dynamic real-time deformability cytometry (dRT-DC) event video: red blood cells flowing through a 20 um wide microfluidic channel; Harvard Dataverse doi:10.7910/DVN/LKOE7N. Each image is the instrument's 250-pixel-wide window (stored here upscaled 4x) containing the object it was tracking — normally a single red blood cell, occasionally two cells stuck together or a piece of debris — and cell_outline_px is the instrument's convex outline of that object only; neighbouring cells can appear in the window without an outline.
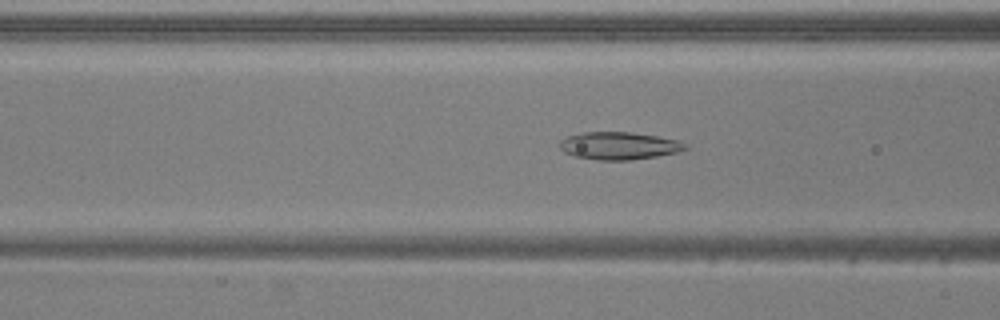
{"species": "common noctule bat (a hibernating species)", "species_latin": "Nyctalus noctula", "temperature_condition": "warm", "stored_images_in_passage": 51, "camera_frame_rate_fps": 3000, "um_per_image_px": 0.085, "animal": {"sex": "male", "body_mass_g": 20.5, "forearm_length_mm": 52.5}, "frame": {"image": 1, "passage_image": 19, "time_ms": 6.0, "image_size_px": [1000, 320], "cell_outline_px": [[688, 148], [676, 152], [656, 156], [628, 160], [600, 160], [576, 156], [564, 152], [560, 148], [560, 140], [568, 136], [584, 132], [628, 132], [656, 136], [680, 140], [688, 144]], "centroid_in_image_um": [52.63, 12.38], "position_along_channel_um": 114.0, "area_um2": 20.0}}
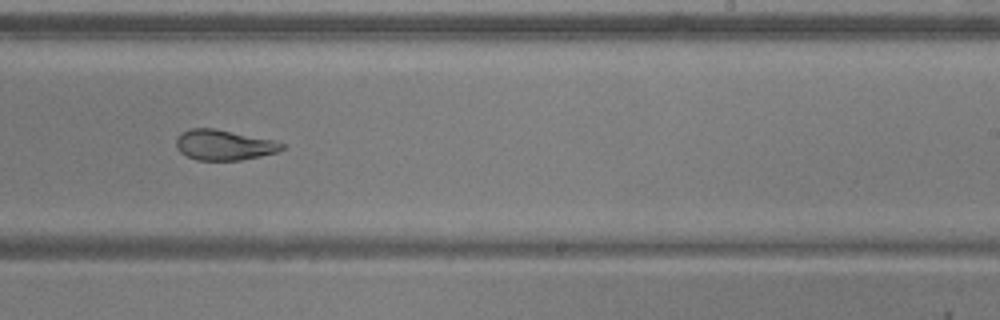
{"frame": {"image": 2, "passage_image": 31, "time_ms": 10.0, "image_size_px": [1000, 320], "cell_outline_px": [[284, 148], [276, 152], [260, 156], [240, 160], [196, 160], [180, 152], [176, 148], [176, 136], [180, 132], [188, 128], [216, 128], [276, 140], [284, 144]], "centroid_in_image_um": [19.01, 12.3], "position_along_channel_um": 270.0, "area_um2": 18.96}}
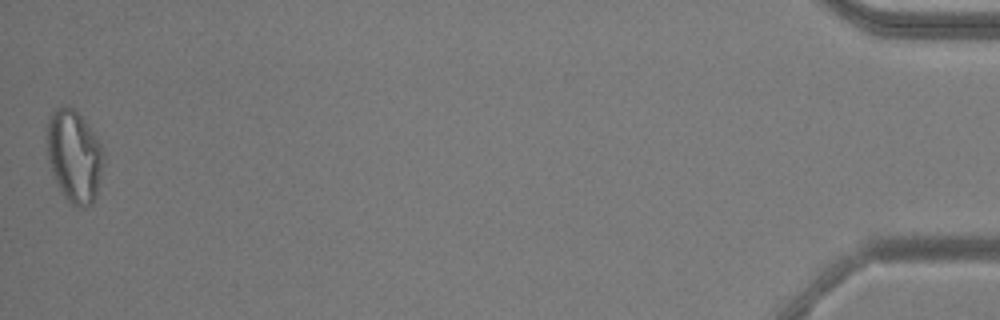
{"frame": {"image": 3, "passage_image": 51, "time_ms": 16.667, "image_size_px": [1000, 320], "cell_outline_px": [[104, 164], [96, 196], [92, 204], [84, 208], [68, 204], [60, 192], [56, 184], [48, 160], [48, 116], [56, 108], [72, 108], [84, 120], [104, 148]], "centroid_in_image_um": [6.33, 13.35], "position_along_channel_um": 428.9, "area_um2": 30.52}, "authors_computed_cell_mechanics": {"area_um2": 22.6576, "velocity_mm_per_s": 3.8987, "shape_relaxation_time_tau1_ms": null, "shape_relaxation_time_tau2_ms": 2.5165, "deformation_change_tau1": null, "deformation_change_tau2": 0.0902}}